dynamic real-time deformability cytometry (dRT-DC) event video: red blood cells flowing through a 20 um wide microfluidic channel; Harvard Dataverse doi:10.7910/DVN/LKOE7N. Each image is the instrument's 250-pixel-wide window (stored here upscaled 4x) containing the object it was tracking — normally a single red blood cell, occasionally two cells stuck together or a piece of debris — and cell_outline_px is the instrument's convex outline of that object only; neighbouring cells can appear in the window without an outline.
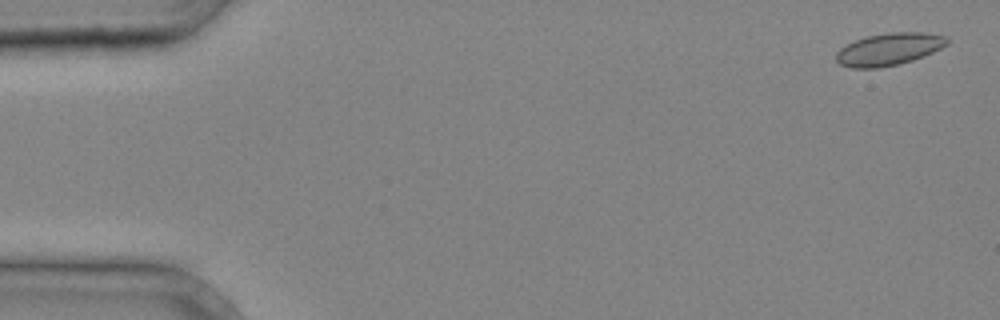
{"species": "common noctule bat (a hibernating species)", "species_latin": "Nyctalus noctula", "temperature_condition": "cold", "stored_images_in_passage": 4, "camera_frame_rate_fps": 3000, "um_per_image_px": 0.085, "animal": {"sex": "male", "body_mass_g": 20.4}, "frame": {"image": 1, "passage_image": 1, "time_ms": 0.0, "image_size_px": [1000, 320], "cell_outline_px": [[948, 44], [924, 56], [912, 60], [880, 68], [852, 68], [840, 64], [836, 60], [836, 52], [840, 48], [856, 40], [868, 36], [888, 32], [924, 32], [948, 36]], "centroid_in_image_um": [75.57, 4.17], "position_along_channel_um": 9.4, "area_um2": 20.81}}